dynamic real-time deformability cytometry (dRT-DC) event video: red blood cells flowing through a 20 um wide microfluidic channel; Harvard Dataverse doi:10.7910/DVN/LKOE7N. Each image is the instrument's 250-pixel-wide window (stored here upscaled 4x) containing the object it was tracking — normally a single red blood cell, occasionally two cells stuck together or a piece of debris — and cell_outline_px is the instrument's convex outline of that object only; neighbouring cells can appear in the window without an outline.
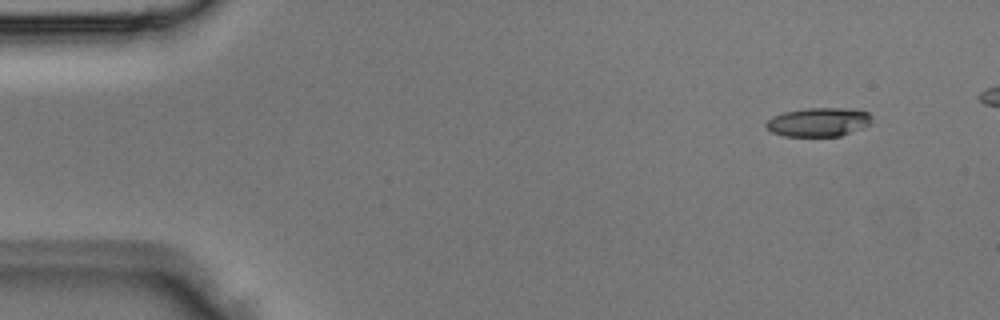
{"species": "Egyptian fruit bat (a non-hibernating species)", "species_latin": "Rousettus aegyptiacus", "temperature_condition": "room temperature", "stored_images_in_passage": 4, "camera_frame_rate_fps": 3000, "um_per_image_px": 0.085, "animal": {"sex": "male"}, "frame": {"image": 1, "passage_image": 1, "time_ms": 0.0, "image_size_px": [1000, 320], "cell_outline_px": [[872, 124], [840, 136], [784, 136], [772, 132], [764, 124], [772, 116], [784, 112], [808, 108], [852, 108], [868, 112], [872, 116]], "centroid_in_image_um": [69.61, 10.37], "position_along_channel_um": 15.4, "area_um2": 17.86}}